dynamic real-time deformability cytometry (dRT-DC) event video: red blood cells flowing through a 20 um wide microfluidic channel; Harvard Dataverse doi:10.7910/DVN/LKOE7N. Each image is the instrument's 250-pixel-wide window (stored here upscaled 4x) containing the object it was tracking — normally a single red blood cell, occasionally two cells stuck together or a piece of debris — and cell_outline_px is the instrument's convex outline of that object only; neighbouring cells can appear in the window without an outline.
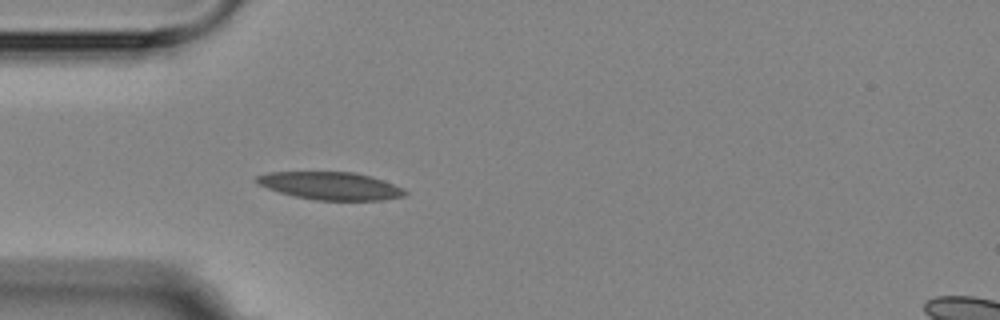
{"species": "Egyptian fruit bat (a non-hibernating species)", "species_latin": "Rousettus aegyptiacus", "temperature_condition": "room temperature", "stored_images_in_passage": 4, "camera_frame_rate_fps": 3000, "um_per_image_px": 0.085, "animal": {"sex": "female"}, "frame": {"image": 1, "passage_image": 4, "time_ms": 3.333, "image_size_px": [1000, 320], "cell_outline_px": [[408, 192], [404, 196], [384, 200], [316, 200], [296, 196], [280, 192], [256, 184], [252, 180], [256, 176], [268, 172], [356, 172], [372, 176], [384, 180], [404, 188]], "centroid_in_image_um": [28.1, 15.79], "position_along_channel_um": 56.9, "area_um2": 24.16}}